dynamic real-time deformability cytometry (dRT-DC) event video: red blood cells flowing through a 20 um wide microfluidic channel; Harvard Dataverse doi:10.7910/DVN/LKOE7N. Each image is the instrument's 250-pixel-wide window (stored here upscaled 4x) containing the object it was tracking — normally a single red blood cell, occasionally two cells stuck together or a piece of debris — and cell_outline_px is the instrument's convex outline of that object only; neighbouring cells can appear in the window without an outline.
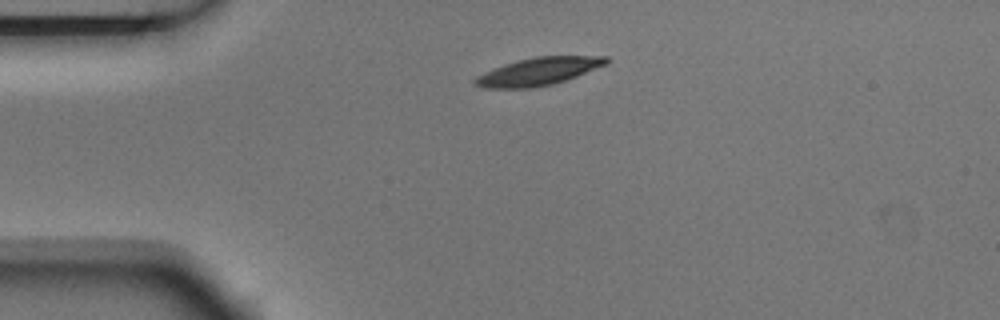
{"species": "Egyptian fruit bat (a non-hibernating species)", "species_latin": "Rousettus aegyptiacus", "temperature_condition": "room temperature", "stored_images_in_passage": 2, "camera_frame_rate_fps": 3000, "um_per_image_px": 0.085, "animal": {"sex": "male"}, "frame": {"image": 1, "passage_image": 1, "time_ms": 0.0, "image_size_px": [1000, 320], "cell_outline_px": [[612, 60], [608, 64], [576, 76], [552, 84], [532, 88], [484, 88], [472, 84], [472, 80], [476, 76], [484, 72], [504, 64], [536, 56], [608, 56]], "centroid_in_image_um": [45.77, 6.07], "position_along_channel_um": 39.2, "area_um2": 21.21}}